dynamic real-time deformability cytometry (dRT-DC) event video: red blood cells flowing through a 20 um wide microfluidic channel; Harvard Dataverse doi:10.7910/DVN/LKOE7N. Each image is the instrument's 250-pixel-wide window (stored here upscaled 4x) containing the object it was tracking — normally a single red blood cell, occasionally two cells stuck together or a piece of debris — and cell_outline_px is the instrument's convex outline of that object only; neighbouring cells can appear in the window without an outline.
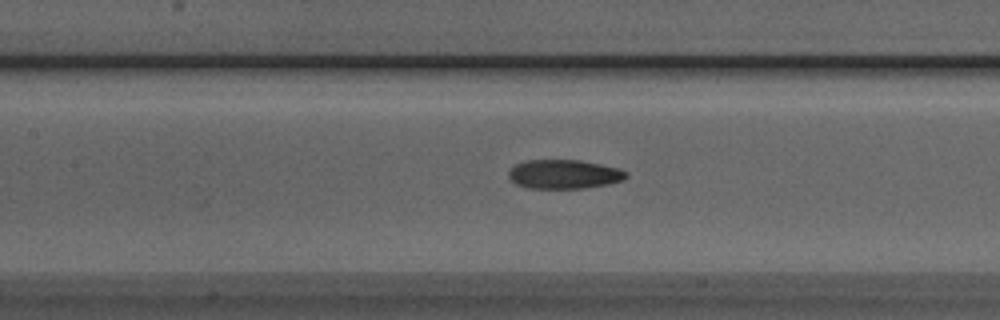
{"species": "Egyptian fruit bat (a non-hibernating species)", "species_latin": "Rousettus aegyptiacus", "temperature_condition": "room temperature", "stored_images_in_passage": 28, "camera_frame_rate_fps": 3000, "um_per_image_px": 0.085, "animal": {"sex": "male"}, "frame": {"image": 1, "passage_image": 10, "time_ms": 3.0, "image_size_px": [1000, 320], "cell_outline_px": [[628, 176], [624, 180], [608, 184], [584, 188], [528, 188], [516, 184], [508, 176], [508, 172], [516, 164], [524, 160], [580, 160], [600, 164], [616, 168], [628, 172]], "centroid_in_image_um": [47.95, 14.81], "position_along_channel_um": 159.5, "area_um2": 19.88}}
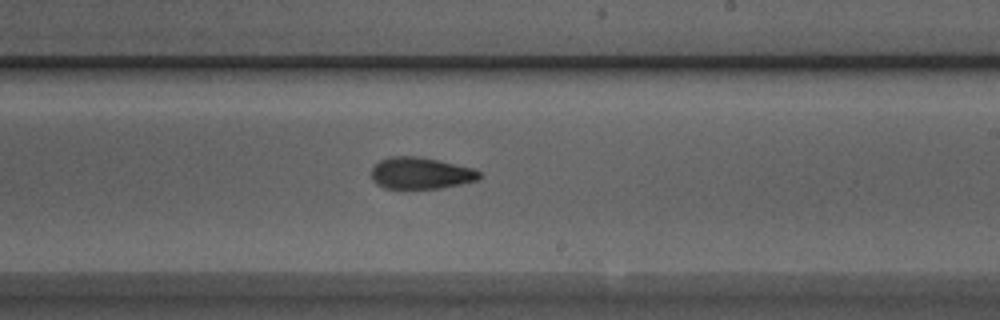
{"frame": {"image": 2, "passage_image": 17, "time_ms": 5.333, "image_size_px": [1000, 320], "cell_outline_px": [[480, 176], [476, 180], [460, 184], [440, 188], [384, 188], [376, 184], [372, 180], [372, 168], [380, 160], [388, 156], [416, 156], [436, 160], [472, 168], [480, 172]], "centroid_in_image_um": [35.71, 14.72], "position_along_channel_um": 253.3, "area_um2": 19.65}}
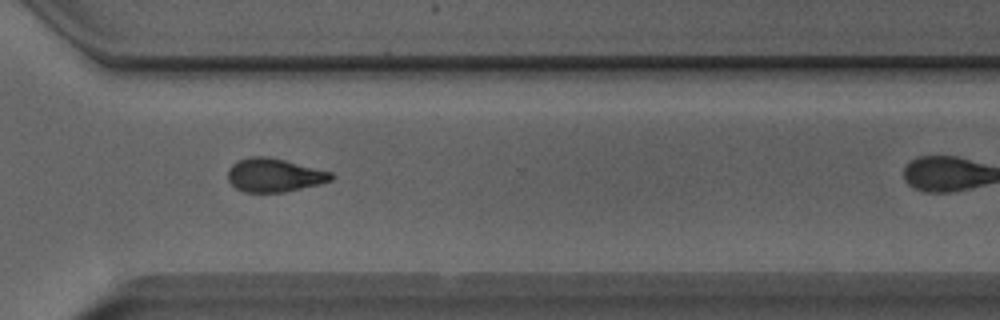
{"frame": {"image": 3, "passage_image": 24, "time_ms": 7.667, "image_size_px": [1000, 320], "cell_outline_px": [[336, 176], [332, 180], [320, 184], [284, 192], [244, 192], [236, 188], [228, 180], [228, 172], [232, 164], [240, 160], [252, 156], [268, 156], [332, 172]], "centroid_in_image_um": [23.33, 14.89], "position_along_channel_um": 347.3, "area_um2": 20.11}}